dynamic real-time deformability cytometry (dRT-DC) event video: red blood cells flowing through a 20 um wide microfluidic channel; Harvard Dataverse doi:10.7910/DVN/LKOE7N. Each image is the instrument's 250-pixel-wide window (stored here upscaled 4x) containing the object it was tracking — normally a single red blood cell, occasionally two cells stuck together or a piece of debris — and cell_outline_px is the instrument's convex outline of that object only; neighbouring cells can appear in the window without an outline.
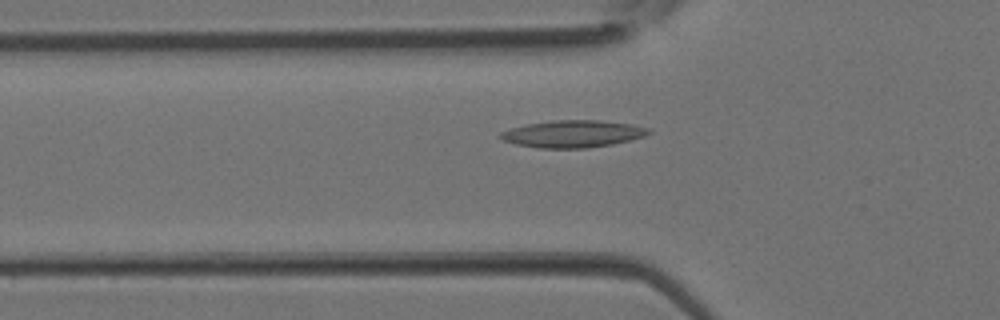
{"species": "Egyptian fruit bat (a non-hibernating species)", "species_latin": "Rousettus aegyptiacus", "temperature_condition": "room temperature", "stored_images_in_passage": 33, "camera_frame_rate_fps": 3000, "um_per_image_px": 0.085, "animal": {"sex": "female"}, "frame": {"image": 1, "passage_image": 8, "time_ms": 2.333, "image_size_px": [1000, 320], "cell_outline_px": [[652, 132], [644, 136], [612, 144], [588, 148], [540, 148], [516, 144], [504, 140], [496, 136], [500, 132], [512, 128], [528, 124], [552, 120], [600, 120], [632, 124], [652, 128]], "centroid_in_image_um": [48.71, 11.37], "position_along_channel_um": 77.1, "area_um2": 23.47}}
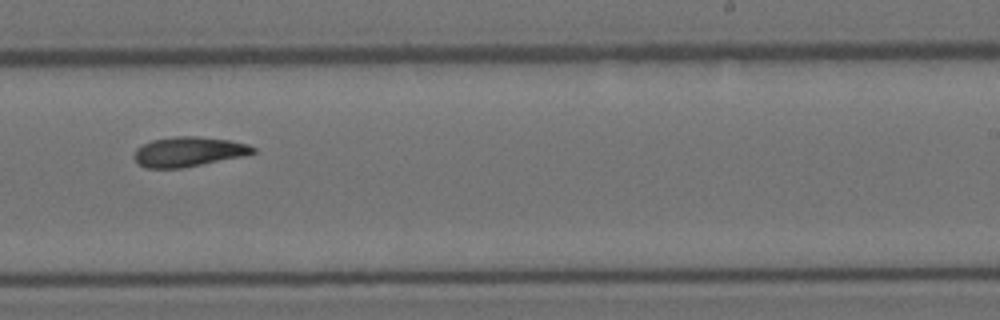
{"frame": {"image": 2, "passage_image": 19, "time_ms": 6.0, "image_size_px": [1000, 320], "cell_outline_px": [[256, 152], [248, 156], [180, 168], [144, 168], [136, 164], [132, 156], [136, 148], [152, 140], [176, 136], [196, 136], [228, 140], [248, 144], [256, 148]], "centroid_in_image_um": [16.02, 12.91], "position_along_channel_um": 273.0, "area_um2": 20.92}}
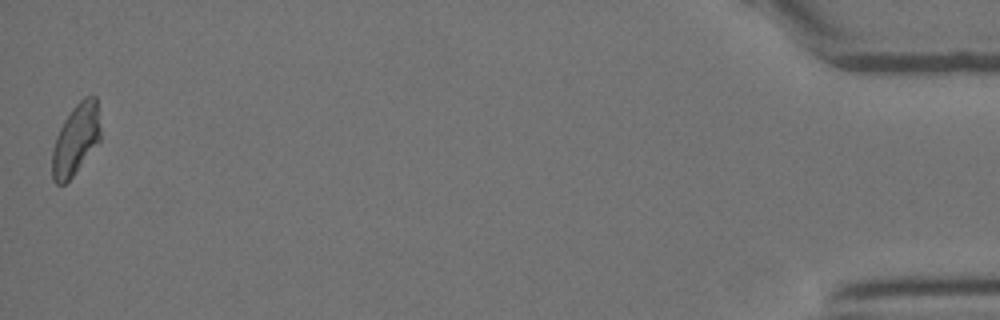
{"frame": {"image": 3, "passage_image": 33, "time_ms": 10.667, "image_size_px": [1000, 320], "cell_outline_px": [[100, 140], [72, 176], [64, 184], [56, 184], [52, 180], [52, 148], [56, 136], [64, 120], [72, 108], [84, 96], [96, 96], [100, 128]], "centroid_in_image_um": [6.42, 11.84], "position_along_channel_um": 428.8, "area_um2": 19.77}}